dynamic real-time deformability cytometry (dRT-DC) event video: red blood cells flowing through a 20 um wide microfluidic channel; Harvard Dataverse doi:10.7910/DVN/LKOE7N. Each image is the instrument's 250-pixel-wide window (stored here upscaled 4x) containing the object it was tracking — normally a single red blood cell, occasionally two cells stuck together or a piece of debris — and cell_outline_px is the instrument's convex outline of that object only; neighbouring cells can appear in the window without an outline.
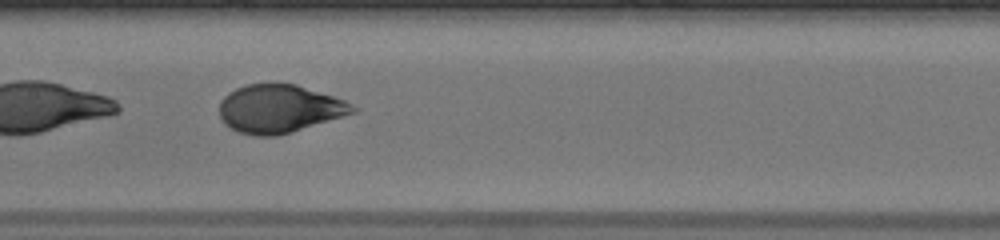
{"species": "human", "species_latin": "Homo sapiens", "temperature_condition": "warm", "stored_images_in_passage": 39, "segment_of_instrument_passage": [2, 2], "camera_frame_rate_fps": 3000, "um_per_image_px": 0.085, "donor": {"sex": "male"}, "frame": {"image": 1, "passage_image": 26, "time_ms": 8.333, "image_size_px": [1000, 240], "cell_outline_px": [[360, 108], [356, 112], [344, 116], [276, 136], [256, 136], [240, 132], [224, 124], [220, 116], [220, 100], [228, 92], [236, 88], [248, 84], [296, 84], [344, 100]], "centroid_in_image_um": [23.74, 9.24], "position_along_channel_um": 183.7, "area_um2": 37.11}}